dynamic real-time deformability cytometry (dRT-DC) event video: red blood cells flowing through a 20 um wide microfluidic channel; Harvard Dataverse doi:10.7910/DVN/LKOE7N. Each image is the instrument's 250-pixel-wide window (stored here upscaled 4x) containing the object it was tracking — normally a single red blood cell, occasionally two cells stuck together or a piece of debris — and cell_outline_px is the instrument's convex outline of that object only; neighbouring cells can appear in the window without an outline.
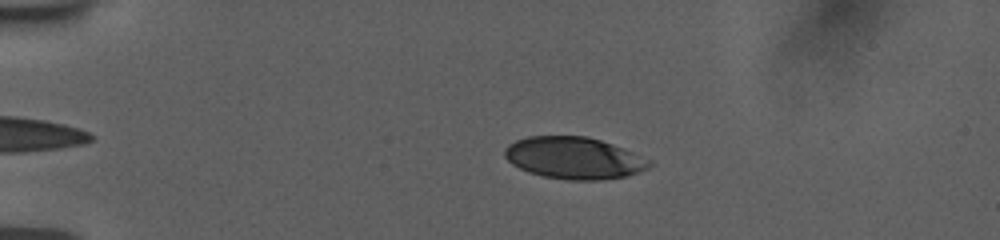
{"species": "human", "species_latin": "Homo sapiens", "temperature_condition": "room temperature", "stored_images_in_passage": 37, "camera_frame_rate_fps": 3000, "um_per_image_px": 0.085, "donor": {"sex": "female"}, "frame": {"image": 1, "passage_image": 2, "time_ms": 0.333, "image_size_px": [1000, 240], "cell_outline_px": [[656, 164], [648, 168], [624, 176], [600, 180], [568, 180], [544, 176], [528, 172], [512, 164], [504, 156], [504, 148], [508, 144], [516, 140], [528, 136], [588, 136], [624, 148], [652, 160]], "centroid_in_image_um": [48.8, 13.42], "position_along_channel_um": 36.2, "area_um2": 35.43}}
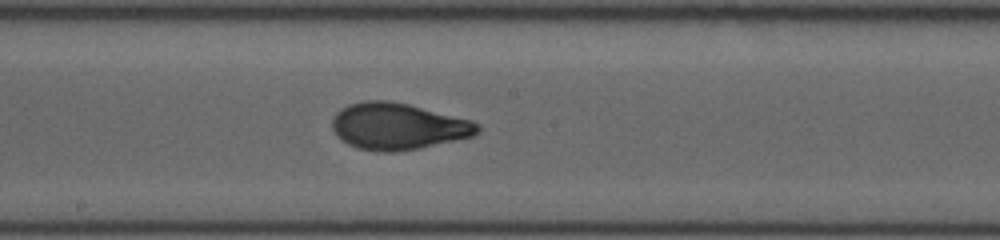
{"frame": {"image": 2, "passage_image": 21, "time_ms": 6.667, "image_size_px": [1000, 240], "cell_outline_px": [[480, 132], [472, 136], [456, 140], [420, 148], [396, 152], [380, 152], [356, 148], [348, 144], [336, 136], [332, 128], [332, 116], [340, 108], [348, 104], [364, 100], [388, 100], [408, 104], [472, 120], [480, 124]], "centroid_in_image_um": [33.8, 10.73], "position_along_channel_um": 214.4, "area_um2": 39.82}}
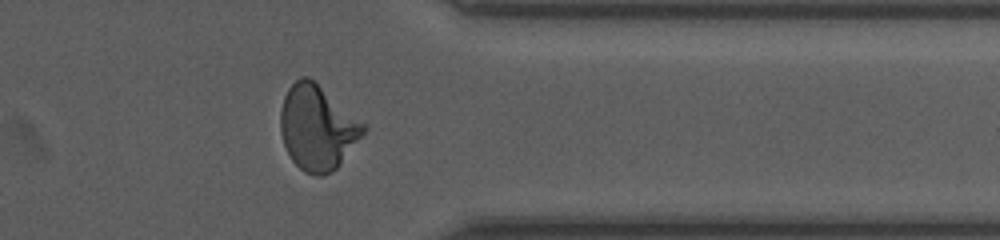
{"frame": {"image": 3, "passage_image": 35, "time_ms": 11.333, "image_size_px": [1000, 240], "cell_outline_px": [[368, 128], [336, 168], [332, 172], [320, 176], [316, 176], [304, 172], [292, 160], [284, 144], [280, 132], [280, 112], [284, 96], [288, 88], [300, 76], [308, 76], [364, 124]], "centroid_in_image_um": [26.94, 10.86], "position_along_channel_um": 384.5, "area_um2": 40.29}, "authors_computed_cell_mechanics": {"area_um2": 38.6104, "velocity_mm_per_s": 3.7664, "shape_relaxation_time_tau1_ms": 5.0137, "shape_relaxation_time_tau2_ms": 0.6913, "deformation_change_tau1": 0.1934, "deformation_change_tau2": 0.0573}}